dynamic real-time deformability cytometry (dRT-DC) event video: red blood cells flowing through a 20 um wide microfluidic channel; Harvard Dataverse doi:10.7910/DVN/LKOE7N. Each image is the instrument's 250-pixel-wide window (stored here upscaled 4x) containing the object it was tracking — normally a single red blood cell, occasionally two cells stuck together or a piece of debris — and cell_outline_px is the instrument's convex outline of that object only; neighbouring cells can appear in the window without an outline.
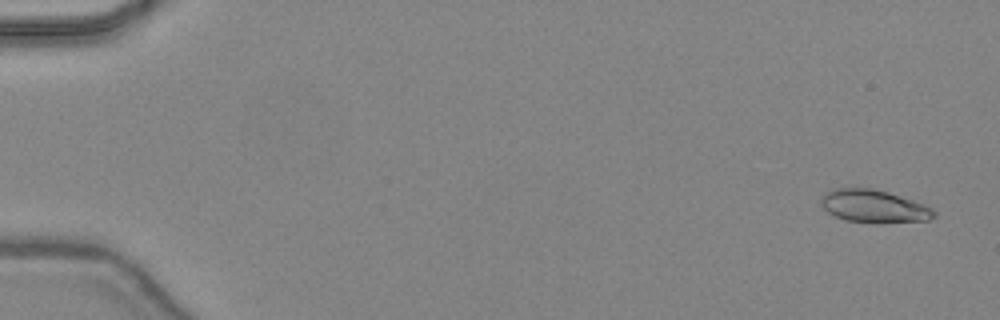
{"species": "common noctule bat (a hibernating species)", "species_latin": "Nyctalus noctula", "temperature_condition": "warm", "stored_images_in_passage": 48, "camera_frame_rate_fps": 3000, "um_per_image_px": 0.085, "animal": {"sex": "female", "body_mass_g": 24.6, "forearm_length_mm": 56.2}, "frame": {"image": 1, "passage_image": 2, "time_ms": 0.333, "image_size_px": [1000, 320], "cell_outline_px": [[936, 216], [928, 220], [880, 224], [876, 224], [844, 220], [828, 212], [820, 204], [820, 196], [824, 192], [832, 188], [872, 188], [888, 192], [924, 204], [932, 208], [936, 212]], "centroid_in_image_um": [74.26, 17.54], "position_along_channel_um": 10.7, "area_um2": 22.02}}
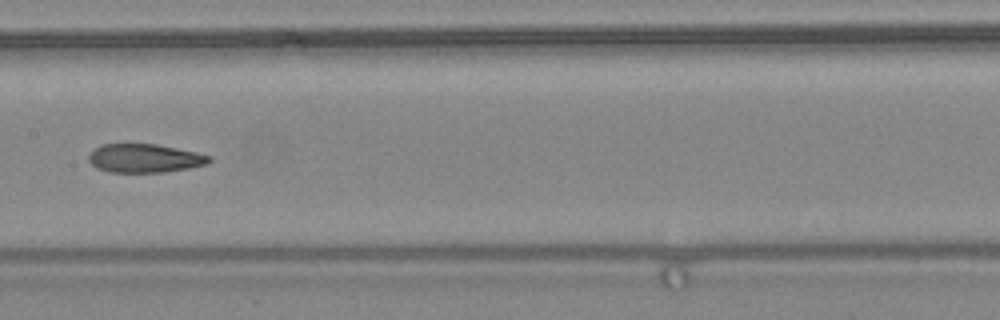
{"frame": {"image": 2, "passage_image": 25, "time_ms": 8.0, "image_size_px": [1000, 320], "cell_outline_px": [[212, 160], [208, 164], [188, 168], [164, 172], [108, 172], [96, 168], [88, 160], [88, 156], [100, 144], [156, 144], [196, 152], [212, 156]], "centroid_in_image_um": [12.31, 13.45], "position_along_channel_um": 195.1, "area_um2": 20.11}}
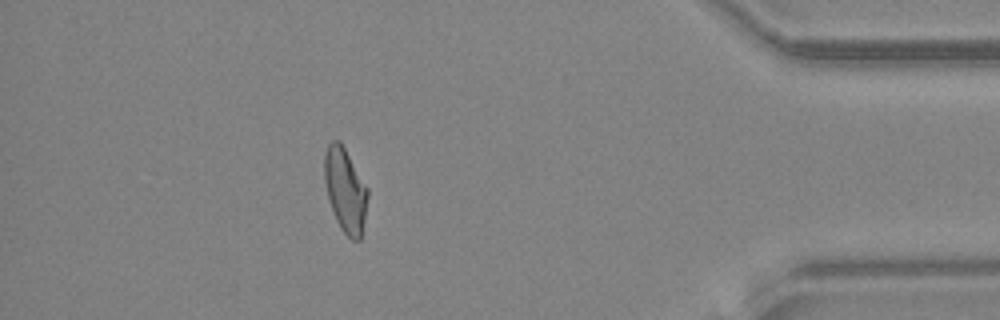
{"frame": {"image": 3, "passage_image": 42, "time_ms": 13.667, "image_size_px": [1000, 320], "cell_outline_px": [[368, 196], [364, 220], [360, 240], [352, 240], [340, 228], [336, 220], [328, 196], [324, 180], [324, 156], [328, 144], [332, 140], [340, 140], [368, 188]], "centroid_in_image_um": [29.34, 16.14], "position_along_channel_um": 405.9, "area_um2": 21.04}, "authors_computed_cell_mechanics": {"area_um2": 21.2993, "velocity_mm_per_s": 4.4678, "shape_relaxation_time_tau1_ms": null, "shape_relaxation_time_tau2_ms": 1.9052, "deformation_change_tau1": null, "deformation_change_tau2": 0.0946}}